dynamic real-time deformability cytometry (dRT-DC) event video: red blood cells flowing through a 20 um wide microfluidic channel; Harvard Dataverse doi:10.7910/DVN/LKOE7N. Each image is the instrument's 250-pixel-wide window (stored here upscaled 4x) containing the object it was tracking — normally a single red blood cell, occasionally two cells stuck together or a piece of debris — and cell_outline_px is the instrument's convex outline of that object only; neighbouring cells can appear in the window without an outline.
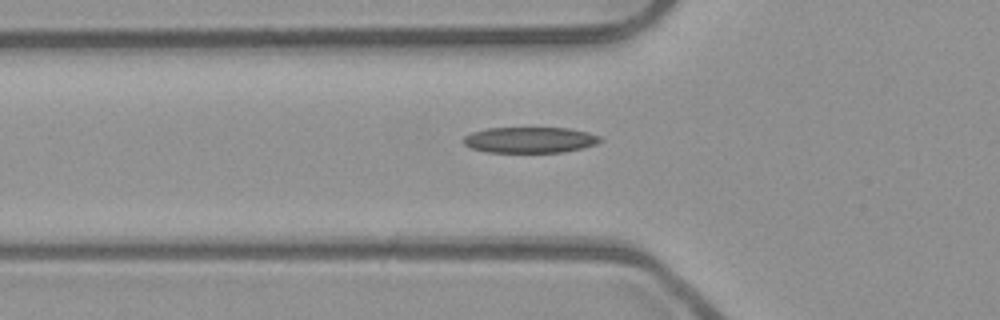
{"species": "common noctule bat (a hibernating species)", "species_latin": "Nyctalus noctula", "temperature_condition": "room temperature", "stored_images_in_passage": 33, "camera_frame_rate_fps": 3000, "um_per_image_px": 0.085, "animal": {"sex": "male", "body_mass_g": 23.1, "forearm_length_mm": 52.7}, "frame": {"image": 1, "passage_image": 2, "time_ms": 0.333, "image_size_px": [1000, 320], "cell_outline_px": [[604, 140], [596, 144], [584, 148], [564, 152], [488, 152], [472, 148], [464, 144], [464, 136], [472, 132], [488, 128], [568, 128], [588, 132], [600, 136]], "centroid_in_image_um": [45.09, 11.89], "position_along_channel_um": 80.7, "area_um2": 20.63}}
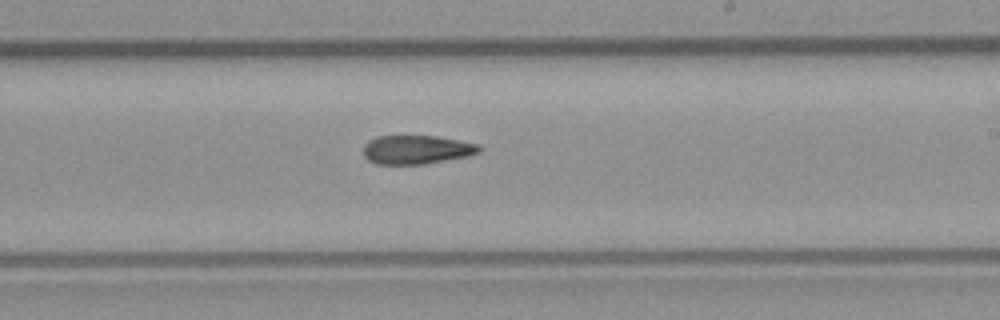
{"frame": {"image": 2, "passage_image": 15, "time_ms": 4.667, "image_size_px": [1000, 320], "cell_outline_px": [[484, 148], [480, 152], [468, 156], [424, 164], [376, 164], [368, 160], [364, 156], [364, 144], [368, 140], [376, 136], [436, 136], [460, 140], [480, 144]], "centroid_in_image_um": [35.44, 12.71], "position_along_channel_um": 253.6, "area_um2": 19.65}}
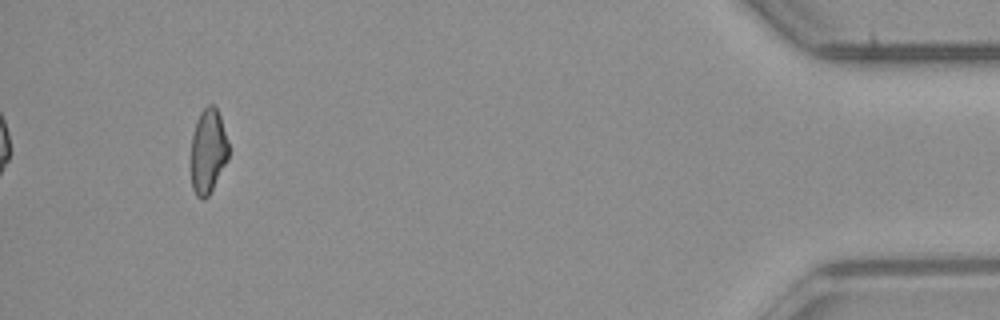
{"frame": {"image": 3, "passage_image": 33, "time_ms": 10.667, "image_size_px": [1000, 320], "cell_outline_px": [[228, 160], [208, 196], [204, 200], [200, 200], [196, 196], [192, 188], [192, 136], [196, 120], [200, 112], [208, 104], [212, 104], [216, 108], [220, 116], [228, 140]], "centroid_in_image_um": [17.69, 12.85], "position_along_channel_um": 417.5, "area_um2": 18.5}, "authors_computed_cell_mechanics": {"area_um2": 19.8832, "velocity_mm_per_s": 3.9556, "shape_relaxation_time_tau1_ms": 9.5571, "shape_relaxation_time_tau2_ms": 7.9301, "deformation_change_tau1": 0.2172, "deformation_change_tau2": 0.1942}}